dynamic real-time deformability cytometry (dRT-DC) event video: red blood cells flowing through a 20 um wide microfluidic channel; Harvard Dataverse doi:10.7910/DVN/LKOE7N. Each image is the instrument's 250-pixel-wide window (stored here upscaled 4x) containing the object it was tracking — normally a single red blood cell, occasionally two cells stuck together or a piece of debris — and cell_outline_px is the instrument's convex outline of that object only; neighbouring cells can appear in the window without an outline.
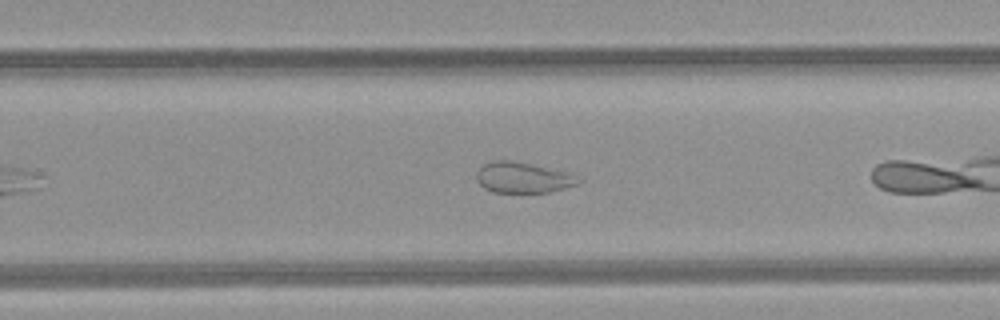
{"species": "common noctule bat (a hibernating species)", "species_latin": "Nyctalus noctula", "temperature_condition": "room temperature", "stored_images_in_passage": 21, "camera_frame_rate_fps": 3000, "um_per_image_px": 0.085, "animal": {"sex": "female", "body_mass_g": 21.9}, "frame": {"image": 1, "passage_image": 12, "time_ms": 3.667, "image_size_px": [1000, 320], "cell_outline_px": [[584, 180], [576, 184], [564, 188], [548, 192], [492, 192], [484, 188], [476, 180], [476, 172], [484, 164], [492, 160], [512, 160], [532, 164], [564, 172]], "centroid_in_image_um": [44.39, 15.09], "position_along_channel_um": 285.4, "area_um2": 18.03}}
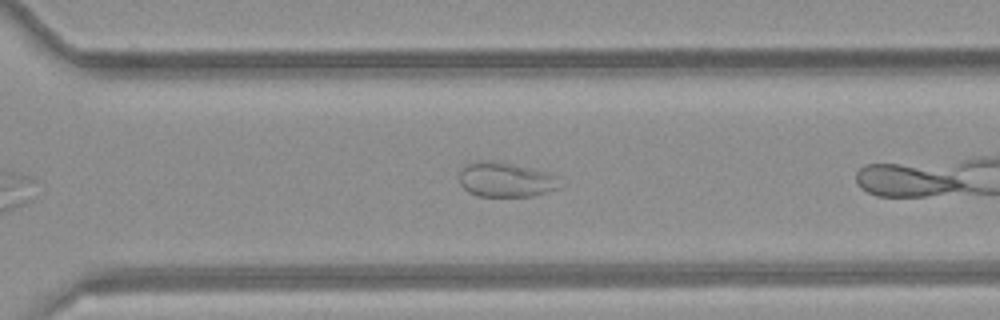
{"frame": {"image": 2, "passage_image": 15, "time_ms": 4.667, "image_size_px": [1000, 320], "cell_outline_px": [[560, 176], [556, 188], [532, 196], [476, 196], [468, 192], [460, 184], [460, 168], [468, 160], [492, 160], [532, 168], [548, 172]], "centroid_in_image_um": [42.9, 15.24], "position_along_channel_um": 327.7, "area_um2": 20.58}}